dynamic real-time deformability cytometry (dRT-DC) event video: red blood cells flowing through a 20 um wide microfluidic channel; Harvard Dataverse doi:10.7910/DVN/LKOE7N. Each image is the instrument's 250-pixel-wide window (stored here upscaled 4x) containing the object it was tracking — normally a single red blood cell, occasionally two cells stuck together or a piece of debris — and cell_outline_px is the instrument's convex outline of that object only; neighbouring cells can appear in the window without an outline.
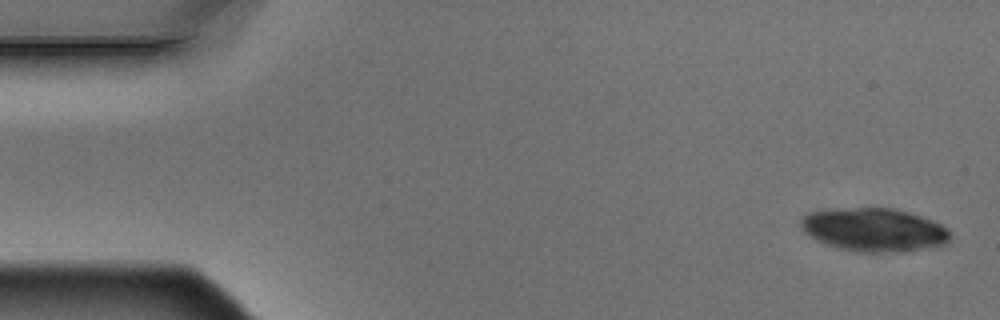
{"species": "Egyptian fruit bat (a non-hibernating species)", "species_latin": "Rousettus aegyptiacus", "temperature_condition": "warm", "stored_images_in_passage": 6, "segment_of_instrument_passage": [2, 2], "camera_frame_rate_fps": 3000, "um_per_image_px": 0.085, "animal": {"sex": "male"}, "frame": {"image": 1, "passage_image": 6, "time_ms": 1.667, "image_size_px": [1000, 320], "cell_outline_px": [[952, 236], [944, 244], [924, 248], [892, 252], [852, 252], [836, 248], [824, 244], [804, 232], [800, 228], [800, 220], [808, 212], [828, 208], [896, 208], [932, 220], [940, 224], [952, 232]], "centroid_in_image_um": [74.24, 19.52], "position_along_channel_um": 10.8, "area_um2": 38.03}}